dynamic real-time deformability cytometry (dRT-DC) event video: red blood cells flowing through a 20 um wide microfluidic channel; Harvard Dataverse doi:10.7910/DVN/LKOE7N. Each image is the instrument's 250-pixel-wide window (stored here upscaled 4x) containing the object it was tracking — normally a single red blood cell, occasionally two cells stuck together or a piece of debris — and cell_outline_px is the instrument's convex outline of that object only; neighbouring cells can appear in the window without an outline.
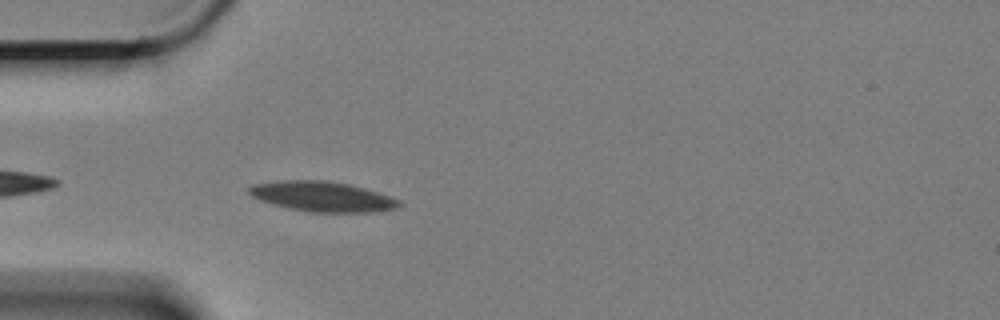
{"species": "Egyptian fruit bat (a non-hibernating species)", "species_latin": "Rousettus aegyptiacus", "temperature_condition": "cold", "stored_images_in_passage": 24, "camera_frame_rate_fps": 3000, "um_per_image_px": 0.085, "animal": {"sex": "female"}, "frame": {"image": 1, "passage_image": 3, "time_ms": 0.667, "image_size_px": [1000, 320], "cell_outline_px": [[404, 204], [400, 208], [372, 212], [308, 212], [288, 208], [272, 204], [260, 200], [252, 196], [248, 192], [248, 188], [252, 184], [280, 180], [324, 180], [348, 184], [364, 188], [400, 200]], "centroid_in_image_um": [27.4, 16.71], "position_along_channel_um": 57.6, "area_um2": 26.41}}
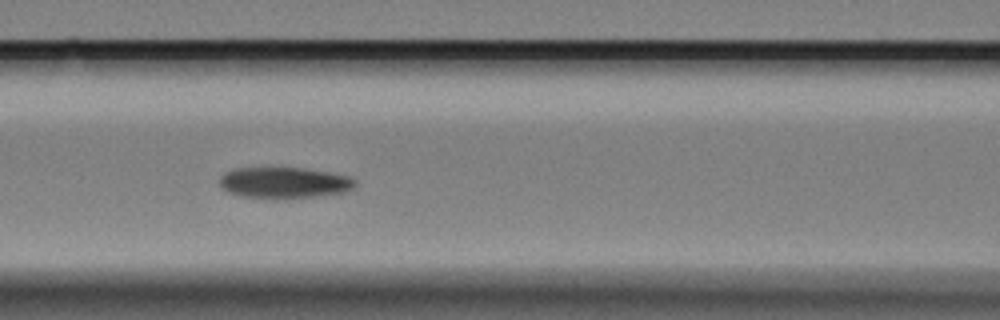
{"frame": {"image": 2, "passage_image": 11, "time_ms": 3.333, "image_size_px": [1000, 320], "cell_outline_px": [[356, 188], [344, 192], [316, 196], [276, 200], [268, 200], [240, 196], [228, 192], [220, 184], [220, 176], [224, 172], [236, 168], [304, 168], [328, 172], [348, 176], [356, 180]], "centroid_in_image_um": [24.15, 15.55], "position_along_channel_um": 142.5, "area_um2": 25.03}}
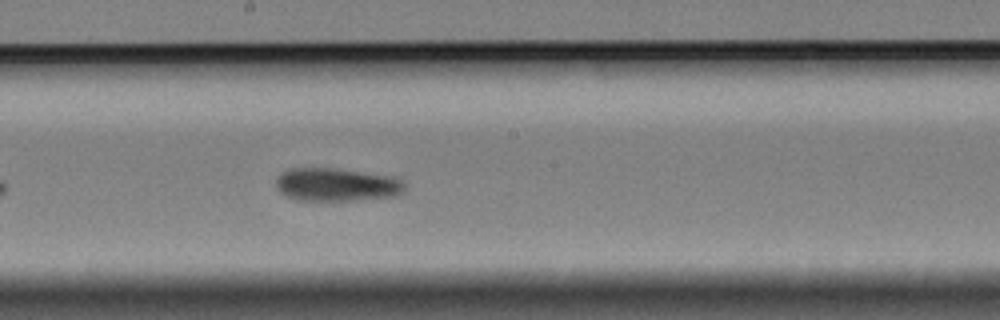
{"frame": {"image": 3, "passage_image": 18, "time_ms": 5.667, "image_size_px": [1000, 320], "cell_outline_px": [[404, 192], [396, 196], [352, 200], [296, 200], [280, 192], [276, 188], [276, 176], [280, 172], [288, 168], [336, 168], [392, 176], [404, 180]], "centroid_in_image_um": [28.59, 15.68], "position_along_channel_um": 219.6, "area_um2": 25.09}}